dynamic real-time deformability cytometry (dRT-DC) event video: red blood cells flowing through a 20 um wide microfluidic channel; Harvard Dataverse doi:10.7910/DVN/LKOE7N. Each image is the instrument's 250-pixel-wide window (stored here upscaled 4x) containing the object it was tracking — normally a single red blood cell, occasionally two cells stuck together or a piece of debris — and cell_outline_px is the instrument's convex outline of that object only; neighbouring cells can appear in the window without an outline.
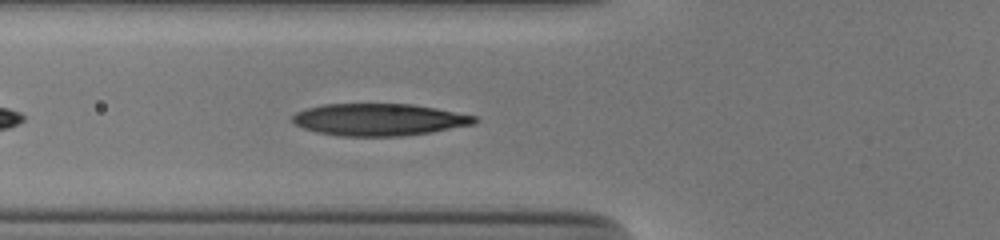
{"species": "human", "species_latin": "Homo sapiens", "temperature_condition": "cold", "stored_images_in_passage": 38, "camera_frame_rate_fps": 3000, "um_per_image_px": 0.085, "donor": {"sex": "male"}, "frame": {"image": 1, "passage_image": 5, "time_ms": 1.333, "image_size_px": [1000, 240], "cell_outline_px": [[480, 120], [476, 124], [432, 132], [400, 136], [336, 136], [316, 132], [304, 128], [296, 124], [292, 120], [292, 116], [296, 112], [308, 108], [324, 104], [412, 104], [436, 108], [476, 116]], "centroid_in_image_um": [32.25, 10.17], "position_along_channel_um": 93.5, "area_um2": 34.16}}
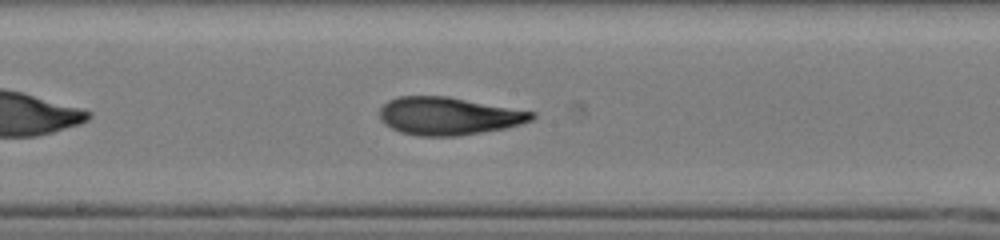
{"frame": {"image": 2, "passage_image": 14, "time_ms": 4.333, "image_size_px": [1000, 240], "cell_outline_px": [[536, 116], [532, 120], [520, 124], [504, 128], [456, 136], [416, 136], [400, 132], [384, 124], [380, 120], [380, 108], [388, 100], [400, 96], [448, 96], [536, 112]], "centroid_in_image_um": [38.11, 9.86], "position_along_channel_um": 210.1, "area_um2": 33.52}}
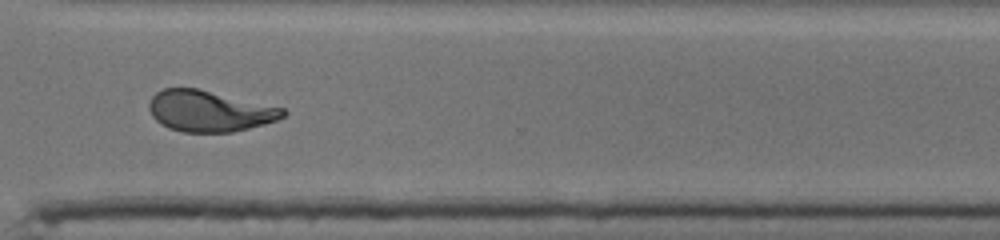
{"frame": {"image": 3, "passage_image": 25, "time_ms": 8.0, "image_size_px": [1000, 240], "cell_outline_px": [[288, 112], [284, 116], [276, 120], [264, 124], [232, 132], [184, 132], [168, 128], [160, 124], [152, 116], [148, 108], [148, 104], [152, 96], [156, 92], [164, 88], [196, 88], [284, 108]], "centroid_in_image_um": [17.77, 9.44], "position_along_channel_um": 352.8, "area_um2": 31.91}, "authors_computed_cell_mechanics": {"area_um2": 33.5529, "velocity_mm_per_s": 3.8782, "shape_relaxation_time_tau1_ms": 6.6395, "shape_relaxation_time_tau2_ms": 1.8385, "deformation_change_tau1": 0.2352, "deformation_change_tau2": 0.0943}}